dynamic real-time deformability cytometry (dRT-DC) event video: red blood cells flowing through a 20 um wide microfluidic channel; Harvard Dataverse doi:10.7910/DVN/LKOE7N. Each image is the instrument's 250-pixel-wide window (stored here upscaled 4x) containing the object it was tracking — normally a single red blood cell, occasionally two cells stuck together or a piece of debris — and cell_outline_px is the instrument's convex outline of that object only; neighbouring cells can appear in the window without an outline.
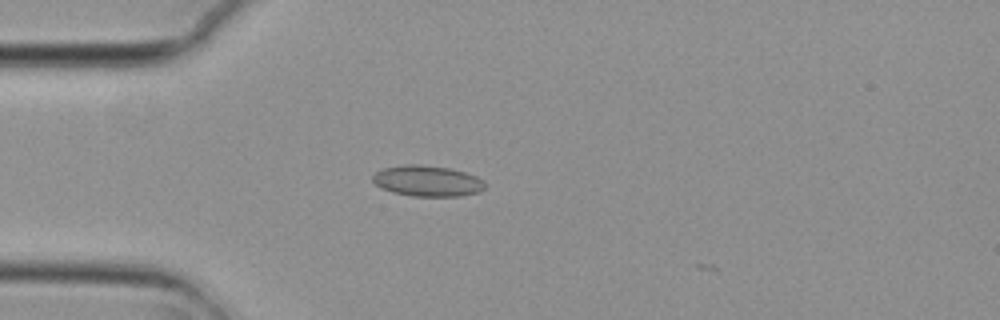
{"species": "common noctule bat (a hibernating species)", "species_latin": "Nyctalus noctula", "temperature_condition": "cold", "stored_images_in_passage": 2, "camera_frame_rate_fps": 3000, "um_per_image_px": 0.085, "animal": {"sex": "female", "body_mass_g": 29.2, "forearm_length_mm": 56.3}, "frame": {"image": 1, "passage_image": 1, "time_ms": 0.0, "image_size_px": [1000, 320], "cell_outline_px": [[484, 188], [480, 192], [460, 196], [412, 196], [392, 192], [380, 188], [372, 180], [372, 176], [376, 172], [384, 168], [404, 164], [420, 164], [448, 168], [464, 172], [476, 176], [484, 180]], "centroid_in_image_um": [36.31, 15.38], "position_along_channel_um": 48.7, "area_um2": 20.23}}